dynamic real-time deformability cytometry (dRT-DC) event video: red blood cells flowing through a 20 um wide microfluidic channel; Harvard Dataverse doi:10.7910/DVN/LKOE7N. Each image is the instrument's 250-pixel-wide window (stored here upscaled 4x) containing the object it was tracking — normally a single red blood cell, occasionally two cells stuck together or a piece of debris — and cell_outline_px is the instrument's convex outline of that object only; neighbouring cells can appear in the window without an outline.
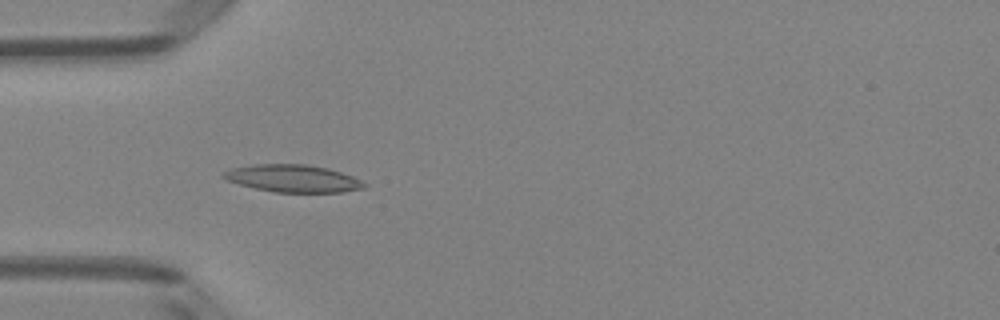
{"species": "Egyptian fruit bat (a non-hibernating species)", "species_latin": "Rousettus aegyptiacus", "temperature_condition": "room temperature", "stored_images_in_passage": 37, "camera_frame_rate_fps": 3000, "um_per_image_px": 0.085, "animal": {"sex": "female"}, "frame": {"image": 1, "passage_image": 8, "time_ms": 2.333, "image_size_px": [1000, 320], "cell_outline_px": [[368, 184], [364, 188], [344, 192], [276, 192], [256, 188], [240, 184], [228, 180], [220, 176], [220, 172], [232, 168], [252, 164], [304, 164], [328, 168], [352, 176]], "centroid_in_image_um": [24.89, 15.16], "position_along_channel_um": 60.1, "area_um2": 22.43}}
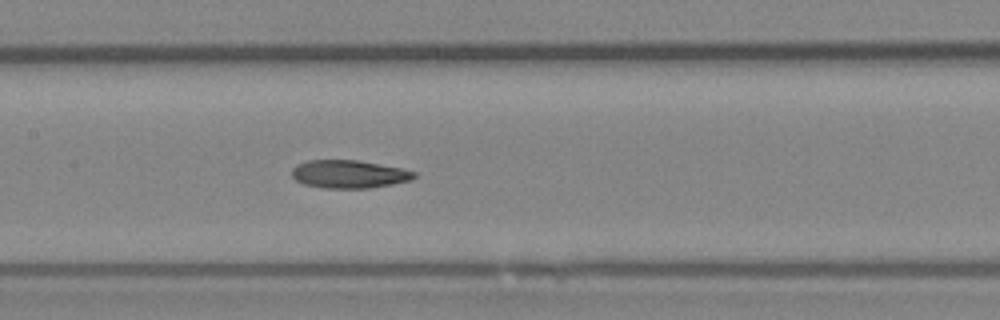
{"frame": {"image": 2, "passage_image": 17, "time_ms": 5.333, "image_size_px": [1000, 320], "cell_outline_px": [[416, 176], [412, 180], [392, 184], [368, 188], [324, 188], [304, 184], [296, 180], [292, 176], [292, 168], [296, 164], [308, 160], [356, 160], [380, 164], [400, 168], [416, 172]], "centroid_in_image_um": [29.65, 14.8], "position_along_channel_um": 177.8, "area_um2": 19.94}}
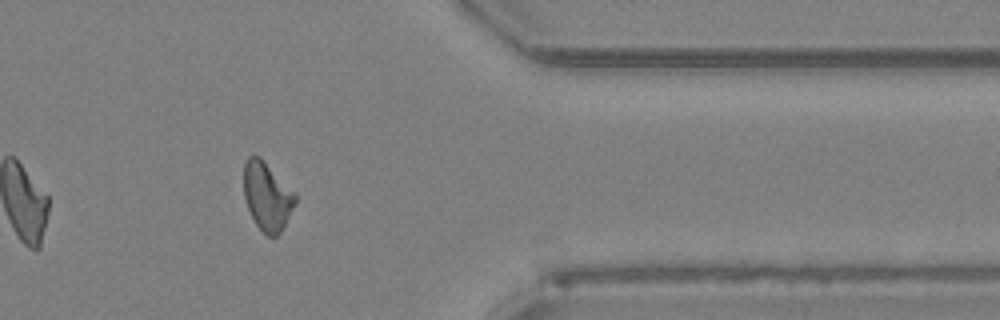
{"frame": {"image": 3, "passage_image": 34, "time_ms": 11.0, "image_size_px": [1000, 320], "cell_outline_px": [[296, 204], [280, 232], [276, 236], [268, 236], [256, 224], [248, 208], [244, 196], [244, 164], [248, 156], [252, 152], [260, 156], [296, 196]], "centroid_in_image_um": [22.68, 16.65], "position_along_channel_um": 388.7, "area_um2": 20.11}, "authors_computed_cell_mechanics": {"area_um2": 20.4034, "velocity_mm_per_s": 4.0277, "shape_relaxation_time_tau1_ms": null, "shape_relaxation_time_tau2_ms": 3.5428, "deformation_change_tau1": null, "deformation_change_tau2": 0.1195}}